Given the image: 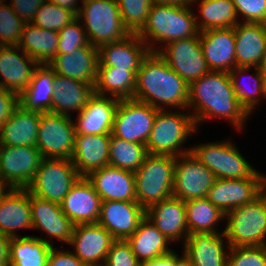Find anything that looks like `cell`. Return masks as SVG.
<instances>
[{
  "label": "cell",
  "instance_id": "obj_23",
  "mask_svg": "<svg viewBox=\"0 0 266 266\" xmlns=\"http://www.w3.org/2000/svg\"><path fill=\"white\" fill-rule=\"evenodd\" d=\"M182 248L193 266H227L230 246L224 232L190 234Z\"/></svg>",
  "mask_w": 266,
  "mask_h": 266
},
{
  "label": "cell",
  "instance_id": "obj_25",
  "mask_svg": "<svg viewBox=\"0 0 266 266\" xmlns=\"http://www.w3.org/2000/svg\"><path fill=\"white\" fill-rule=\"evenodd\" d=\"M119 99L94 93L84 109L76 114V134H111Z\"/></svg>",
  "mask_w": 266,
  "mask_h": 266
},
{
  "label": "cell",
  "instance_id": "obj_21",
  "mask_svg": "<svg viewBox=\"0 0 266 266\" xmlns=\"http://www.w3.org/2000/svg\"><path fill=\"white\" fill-rule=\"evenodd\" d=\"M87 179L101 201L136 202L135 175L132 171L107 165L92 171Z\"/></svg>",
  "mask_w": 266,
  "mask_h": 266
},
{
  "label": "cell",
  "instance_id": "obj_45",
  "mask_svg": "<svg viewBox=\"0 0 266 266\" xmlns=\"http://www.w3.org/2000/svg\"><path fill=\"white\" fill-rule=\"evenodd\" d=\"M80 23V20L76 17L58 32L57 54H71L90 44L86 31Z\"/></svg>",
  "mask_w": 266,
  "mask_h": 266
},
{
  "label": "cell",
  "instance_id": "obj_32",
  "mask_svg": "<svg viewBox=\"0 0 266 266\" xmlns=\"http://www.w3.org/2000/svg\"><path fill=\"white\" fill-rule=\"evenodd\" d=\"M41 112L25 110L19 104L0 127V145L36 147Z\"/></svg>",
  "mask_w": 266,
  "mask_h": 266
},
{
  "label": "cell",
  "instance_id": "obj_56",
  "mask_svg": "<svg viewBox=\"0 0 266 266\" xmlns=\"http://www.w3.org/2000/svg\"><path fill=\"white\" fill-rule=\"evenodd\" d=\"M193 0H151L152 4H165L172 6H183L190 4Z\"/></svg>",
  "mask_w": 266,
  "mask_h": 266
},
{
  "label": "cell",
  "instance_id": "obj_2",
  "mask_svg": "<svg viewBox=\"0 0 266 266\" xmlns=\"http://www.w3.org/2000/svg\"><path fill=\"white\" fill-rule=\"evenodd\" d=\"M134 99L159 110L187 109L189 85L158 52L149 51L136 73Z\"/></svg>",
  "mask_w": 266,
  "mask_h": 266
},
{
  "label": "cell",
  "instance_id": "obj_9",
  "mask_svg": "<svg viewBox=\"0 0 266 266\" xmlns=\"http://www.w3.org/2000/svg\"><path fill=\"white\" fill-rule=\"evenodd\" d=\"M81 176L71 159H45L26 188L39 198L60 204Z\"/></svg>",
  "mask_w": 266,
  "mask_h": 266
},
{
  "label": "cell",
  "instance_id": "obj_12",
  "mask_svg": "<svg viewBox=\"0 0 266 266\" xmlns=\"http://www.w3.org/2000/svg\"><path fill=\"white\" fill-rule=\"evenodd\" d=\"M43 157L33 146L0 145V178L2 186L26 189L33 180Z\"/></svg>",
  "mask_w": 266,
  "mask_h": 266
},
{
  "label": "cell",
  "instance_id": "obj_54",
  "mask_svg": "<svg viewBox=\"0 0 266 266\" xmlns=\"http://www.w3.org/2000/svg\"><path fill=\"white\" fill-rule=\"evenodd\" d=\"M140 266H171V253L159 258L141 262Z\"/></svg>",
  "mask_w": 266,
  "mask_h": 266
},
{
  "label": "cell",
  "instance_id": "obj_49",
  "mask_svg": "<svg viewBox=\"0 0 266 266\" xmlns=\"http://www.w3.org/2000/svg\"><path fill=\"white\" fill-rule=\"evenodd\" d=\"M12 10L25 22L31 23L46 0H10Z\"/></svg>",
  "mask_w": 266,
  "mask_h": 266
},
{
  "label": "cell",
  "instance_id": "obj_26",
  "mask_svg": "<svg viewBox=\"0 0 266 266\" xmlns=\"http://www.w3.org/2000/svg\"><path fill=\"white\" fill-rule=\"evenodd\" d=\"M22 229L32 230L30 193L7 188L0 197V233L13 238Z\"/></svg>",
  "mask_w": 266,
  "mask_h": 266
},
{
  "label": "cell",
  "instance_id": "obj_22",
  "mask_svg": "<svg viewBox=\"0 0 266 266\" xmlns=\"http://www.w3.org/2000/svg\"><path fill=\"white\" fill-rule=\"evenodd\" d=\"M199 37L210 71L229 73L236 67L234 27L205 30Z\"/></svg>",
  "mask_w": 266,
  "mask_h": 266
},
{
  "label": "cell",
  "instance_id": "obj_33",
  "mask_svg": "<svg viewBox=\"0 0 266 266\" xmlns=\"http://www.w3.org/2000/svg\"><path fill=\"white\" fill-rule=\"evenodd\" d=\"M55 72L46 64H39L28 87L18 96L25 110L50 112L54 93Z\"/></svg>",
  "mask_w": 266,
  "mask_h": 266
},
{
  "label": "cell",
  "instance_id": "obj_10",
  "mask_svg": "<svg viewBox=\"0 0 266 266\" xmlns=\"http://www.w3.org/2000/svg\"><path fill=\"white\" fill-rule=\"evenodd\" d=\"M72 116L52 112L41 113L36 148L45 159H71L75 141Z\"/></svg>",
  "mask_w": 266,
  "mask_h": 266
},
{
  "label": "cell",
  "instance_id": "obj_52",
  "mask_svg": "<svg viewBox=\"0 0 266 266\" xmlns=\"http://www.w3.org/2000/svg\"><path fill=\"white\" fill-rule=\"evenodd\" d=\"M9 240L10 237L0 233V266H9Z\"/></svg>",
  "mask_w": 266,
  "mask_h": 266
},
{
  "label": "cell",
  "instance_id": "obj_6",
  "mask_svg": "<svg viewBox=\"0 0 266 266\" xmlns=\"http://www.w3.org/2000/svg\"><path fill=\"white\" fill-rule=\"evenodd\" d=\"M175 156L147 154L134 173L136 202L145 210L173 196Z\"/></svg>",
  "mask_w": 266,
  "mask_h": 266
},
{
  "label": "cell",
  "instance_id": "obj_39",
  "mask_svg": "<svg viewBox=\"0 0 266 266\" xmlns=\"http://www.w3.org/2000/svg\"><path fill=\"white\" fill-rule=\"evenodd\" d=\"M253 67H235L232 69L229 74L233 83V87L236 94V99L239 101L240 105L245 109V111L252 116L256 107L259 106L260 98H265V83H264V71L263 68L254 67V72L251 75V86L248 84V87L242 84L245 80L244 77ZM242 77V78H241ZM248 77V76H247ZM246 77V78H247ZM244 78V79H243ZM243 79V80H240ZM243 81V82H241ZM247 85V84H246Z\"/></svg>",
  "mask_w": 266,
  "mask_h": 266
},
{
  "label": "cell",
  "instance_id": "obj_18",
  "mask_svg": "<svg viewBox=\"0 0 266 266\" xmlns=\"http://www.w3.org/2000/svg\"><path fill=\"white\" fill-rule=\"evenodd\" d=\"M146 217V210L137 202L101 201L98 224L115 240H126Z\"/></svg>",
  "mask_w": 266,
  "mask_h": 266
},
{
  "label": "cell",
  "instance_id": "obj_17",
  "mask_svg": "<svg viewBox=\"0 0 266 266\" xmlns=\"http://www.w3.org/2000/svg\"><path fill=\"white\" fill-rule=\"evenodd\" d=\"M115 239L98 223L74 225L68 245L86 266H103Z\"/></svg>",
  "mask_w": 266,
  "mask_h": 266
},
{
  "label": "cell",
  "instance_id": "obj_30",
  "mask_svg": "<svg viewBox=\"0 0 266 266\" xmlns=\"http://www.w3.org/2000/svg\"><path fill=\"white\" fill-rule=\"evenodd\" d=\"M148 53L149 49L139 35L130 34L121 41L99 47L98 67L139 70L143 58Z\"/></svg>",
  "mask_w": 266,
  "mask_h": 266
},
{
  "label": "cell",
  "instance_id": "obj_44",
  "mask_svg": "<svg viewBox=\"0 0 266 266\" xmlns=\"http://www.w3.org/2000/svg\"><path fill=\"white\" fill-rule=\"evenodd\" d=\"M0 0V46H18L25 22Z\"/></svg>",
  "mask_w": 266,
  "mask_h": 266
},
{
  "label": "cell",
  "instance_id": "obj_29",
  "mask_svg": "<svg viewBox=\"0 0 266 266\" xmlns=\"http://www.w3.org/2000/svg\"><path fill=\"white\" fill-rule=\"evenodd\" d=\"M111 134H76L71 161L81 177L109 165Z\"/></svg>",
  "mask_w": 266,
  "mask_h": 266
},
{
  "label": "cell",
  "instance_id": "obj_47",
  "mask_svg": "<svg viewBox=\"0 0 266 266\" xmlns=\"http://www.w3.org/2000/svg\"><path fill=\"white\" fill-rule=\"evenodd\" d=\"M103 266H140V262L126 240H115Z\"/></svg>",
  "mask_w": 266,
  "mask_h": 266
},
{
  "label": "cell",
  "instance_id": "obj_41",
  "mask_svg": "<svg viewBox=\"0 0 266 266\" xmlns=\"http://www.w3.org/2000/svg\"><path fill=\"white\" fill-rule=\"evenodd\" d=\"M109 165L136 172L146 157V145L112 136L109 142Z\"/></svg>",
  "mask_w": 266,
  "mask_h": 266
},
{
  "label": "cell",
  "instance_id": "obj_3",
  "mask_svg": "<svg viewBox=\"0 0 266 266\" xmlns=\"http://www.w3.org/2000/svg\"><path fill=\"white\" fill-rule=\"evenodd\" d=\"M191 7L190 4L183 6L151 5L147 24L138 34L146 43L149 51L158 52L171 41L195 37L199 33L195 13Z\"/></svg>",
  "mask_w": 266,
  "mask_h": 266
},
{
  "label": "cell",
  "instance_id": "obj_1",
  "mask_svg": "<svg viewBox=\"0 0 266 266\" xmlns=\"http://www.w3.org/2000/svg\"><path fill=\"white\" fill-rule=\"evenodd\" d=\"M185 111L192 114L197 130L207 119L220 117L229 121L239 132L243 131L250 117L236 99L230 74L222 71H209L189 84L188 107Z\"/></svg>",
  "mask_w": 266,
  "mask_h": 266
},
{
  "label": "cell",
  "instance_id": "obj_43",
  "mask_svg": "<svg viewBox=\"0 0 266 266\" xmlns=\"http://www.w3.org/2000/svg\"><path fill=\"white\" fill-rule=\"evenodd\" d=\"M76 17L70 10L55 3L45 1L37 10L31 23L43 29L59 32Z\"/></svg>",
  "mask_w": 266,
  "mask_h": 266
},
{
  "label": "cell",
  "instance_id": "obj_24",
  "mask_svg": "<svg viewBox=\"0 0 266 266\" xmlns=\"http://www.w3.org/2000/svg\"><path fill=\"white\" fill-rule=\"evenodd\" d=\"M146 218L173 243L182 241L184 244L189 236L185 201L181 199L172 196L151 205L146 209Z\"/></svg>",
  "mask_w": 266,
  "mask_h": 266
},
{
  "label": "cell",
  "instance_id": "obj_46",
  "mask_svg": "<svg viewBox=\"0 0 266 266\" xmlns=\"http://www.w3.org/2000/svg\"><path fill=\"white\" fill-rule=\"evenodd\" d=\"M227 266H266V246L230 247Z\"/></svg>",
  "mask_w": 266,
  "mask_h": 266
},
{
  "label": "cell",
  "instance_id": "obj_28",
  "mask_svg": "<svg viewBox=\"0 0 266 266\" xmlns=\"http://www.w3.org/2000/svg\"><path fill=\"white\" fill-rule=\"evenodd\" d=\"M237 67L262 68L266 48V24L240 21L234 26Z\"/></svg>",
  "mask_w": 266,
  "mask_h": 266
},
{
  "label": "cell",
  "instance_id": "obj_16",
  "mask_svg": "<svg viewBox=\"0 0 266 266\" xmlns=\"http://www.w3.org/2000/svg\"><path fill=\"white\" fill-rule=\"evenodd\" d=\"M32 229L46 233L47 237H38L53 246L54 240L69 244L73 234L74 224L62 212L60 204L54 203L30 194ZM46 238V239H45Z\"/></svg>",
  "mask_w": 266,
  "mask_h": 266
},
{
  "label": "cell",
  "instance_id": "obj_20",
  "mask_svg": "<svg viewBox=\"0 0 266 266\" xmlns=\"http://www.w3.org/2000/svg\"><path fill=\"white\" fill-rule=\"evenodd\" d=\"M74 225L98 223L101 199L87 177H80L60 203Z\"/></svg>",
  "mask_w": 266,
  "mask_h": 266
},
{
  "label": "cell",
  "instance_id": "obj_55",
  "mask_svg": "<svg viewBox=\"0 0 266 266\" xmlns=\"http://www.w3.org/2000/svg\"><path fill=\"white\" fill-rule=\"evenodd\" d=\"M171 266H193V264L184 253L181 256L174 250L171 252Z\"/></svg>",
  "mask_w": 266,
  "mask_h": 266
},
{
  "label": "cell",
  "instance_id": "obj_4",
  "mask_svg": "<svg viewBox=\"0 0 266 266\" xmlns=\"http://www.w3.org/2000/svg\"><path fill=\"white\" fill-rule=\"evenodd\" d=\"M184 110L180 112L171 109L157 112L146 143L147 153L178 157L190 152L191 148L183 145L198 130L192 114Z\"/></svg>",
  "mask_w": 266,
  "mask_h": 266
},
{
  "label": "cell",
  "instance_id": "obj_58",
  "mask_svg": "<svg viewBox=\"0 0 266 266\" xmlns=\"http://www.w3.org/2000/svg\"><path fill=\"white\" fill-rule=\"evenodd\" d=\"M262 68H266V48H265L264 61H263Z\"/></svg>",
  "mask_w": 266,
  "mask_h": 266
},
{
  "label": "cell",
  "instance_id": "obj_38",
  "mask_svg": "<svg viewBox=\"0 0 266 266\" xmlns=\"http://www.w3.org/2000/svg\"><path fill=\"white\" fill-rule=\"evenodd\" d=\"M52 247L34 235L10 238L9 266H47Z\"/></svg>",
  "mask_w": 266,
  "mask_h": 266
},
{
  "label": "cell",
  "instance_id": "obj_36",
  "mask_svg": "<svg viewBox=\"0 0 266 266\" xmlns=\"http://www.w3.org/2000/svg\"><path fill=\"white\" fill-rule=\"evenodd\" d=\"M138 70L98 67L94 93L119 100L134 99Z\"/></svg>",
  "mask_w": 266,
  "mask_h": 266
},
{
  "label": "cell",
  "instance_id": "obj_27",
  "mask_svg": "<svg viewBox=\"0 0 266 266\" xmlns=\"http://www.w3.org/2000/svg\"><path fill=\"white\" fill-rule=\"evenodd\" d=\"M99 64V48L91 44L71 54H57L48 66L57 74L95 85Z\"/></svg>",
  "mask_w": 266,
  "mask_h": 266
},
{
  "label": "cell",
  "instance_id": "obj_11",
  "mask_svg": "<svg viewBox=\"0 0 266 266\" xmlns=\"http://www.w3.org/2000/svg\"><path fill=\"white\" fill-rule=\"evenodd\" d=\"M158 111L136 99L119 100L111 135L146 145Z\"/></svg>",
  "mask_w": 266,
  "mask_h": 266
},
{
  "label": "cell",
  "instance_id": "obj_37",
  "mask_svg": "<svg viewBox=\"0 0 266 266\" xmlns=\"http://www.w3.org/2000/svg\"><path fill=\"white\" fill-rule=\"evenodd\" d=\"M199 3V13L195 22L199 32L209 29L230 28L239 23L236 8L232 0H193L194 7ZM198 17V19H197Z\"/></svg>",
  "mask_w": 266,
  "mask_h": 266
},
{
  "label": "cell",
  "instance_id": "obj_48",
  "mask_svg": "<svg viewBox=\"0 0 266 266\" xmlns=\"http://www.w3.org/2000/svg\"><path fill=\"white\" fill-rule=\"evenodd\" d=\"M243 22L266 24V0H232Z\"/></svg>",
  "mask_w": 266,
  "mask_h": 266
},
{
  "label": "cell",
  "instance_id": "obj_5",
  "mask_svg": "<svg viewBox=\"0 0 266 266\" xmlns=\"http://www.w3.org/2000/svg\"><path fill=\"white\" fill-rule=\"evenodd\" d=\"M77 18L92 46L117 42L131 33L123 24L117 0H81Z\"/></svg>",
  "mask_w": 266,
  "mask_h": 266
},
{
  "label": "cell",
  "instance_id": "obj_35",
  "mask_svg": "<svg viewBox=\"0 0 266 266\" xmlns=\"http://www.w3.org/2000/svg\"><path fill=\"white\" fill-rule=\"evenodd\" d=\"M58 32L25 23L19 47L38 64H46L57 55Z\"/></svg>",
  "mask_w": 266,
  "mask_h": 266
},
{
  "label": "cell",
  "instance_id": "obj_42",
  "mask_svg": "<svg viewBox=\"0 0 266 266\" xmlns=\"http://www.w3.org/2000/svg\"><path fill=\"white\" fill-rule=\"evenodd\" d=\"M124 26L131 34H139L147 24L151 0H117Z\"/></svg>",
  "mask_w": 266,
  "mask_h": 266
},
{
  "label": "cell",
  "instance_id": "obj_8",
  "mask_svg": "<svg viewBox=\"0 0 266 266\" xmlns=\"http://www.w3.org/2000/svg\"><path fill=\"white\" fill-rule=\"evenodd\" d=\"M193 156L222 179H243L253 177L256 170L245 159L232 139L190 146Z\"/></svg>",
  "mask_w": 266,
  "mask_h": 266
},
{
  "label": "cell",
  "instance_id": "obj_57",
  "mask_svg": "<svg viewBox=\"0 0 266 266\" xmlns=\"http://www.w3.org/2000/svg\"><path fill=\"white\" fill-rule=\"evenodd\" d=\"M264 71V83H265V95H266V68H263Z\"/></svg>",
  "mask_w": 266,
  "mask_h": 266
},
{
  "label": "cell",
  "instance_id": "obj_14",
  "mask_svg": "<svg viewBox=\"0 0 266 266\" xmlns=\"http://www.w3.org/2000/svg\"><path fill=\"white\" fill-rule=\"evenodd\" d=\"M216 179L191 152L180 155L175 163L173 197L182 201L206 198Z\"/></svg>",
  "mask_w": 266,
  "mask_h": 266
},
{
  "label": "cell",
  "instance_id": "obj_15",
  "mask_svg": "<svg viewBox=\"0 0 266 266\" xmlns=\"http://www.w3.org/2000/svg\"><path fill=\"white\" fill-rule=\"evenodd\" d=\"M265 181L266 174L260 173V171L253 177L243 179L217 178L206 198L226 214L259 197L262 194Z\"/></svg>",
  "mask_w": 266,
  "mask_h": 266
},
{
  "label": "cell",
  "instance_id": "obj_7",
  "mask_svg": "<svg viewBox=\"0 0 266 266\" xmlns=\"http://www.w3.org/2000/svg\"><path fill=\"white\" fill-rule=\"evenodd\" d=\"M224 234L230 247L266 246V196L225 214Z\"/></svg>",
  "mask_w": 266,
  "mask_h": 266
},
{
  "label": "cell",
  "instance_id": "obj_53",
  "mask_svg": "<svg viewBox=\"0 0 266 266\" xmlns=\"http://www.w3.org/2000/svg\"><path fill=\"white\" fill-rule=\"evenodd\" d=\"M46 1L51 2V3H55V4L65 8V9H68L71 12H73L76 16L79 13V9H80V6H78L79 0H46Z\"/></svg>",
  "mask_w": 266,
  "mask_h": 266
},
{
  "label": "cell",
  "instance_id": "obj_40",
  "mask_svg": "<svg viewBox=\"0 0 266 266\" xmlns=\"http://www.w3.org/2000/svg\"><path fill=\"white\" fill-rule=\"evenodd\" d=\"M189 235L194 233H221L217 225L225 220V214L207 198L185 201ZM218 223V224H217Z\"/></svg>",
  "mask_w": 266,
  "mask_h": 266
},
{
  "label": "cell",
  "instance_id": "obj_50",
  "mask_svg": "<svg viewBox=\"0 0 266 266\" xmlns=\"http://www.w3.org/2000/svg\"><path fill=\"white\" fill-rule=\"evenodd\" d=\"M47 266H86L73 252L51 248Z\"/></svg>",
  "mask_w": 266,
  "mask_h": 266
},
{
  "label": "cell",
  "instance_id": "obj_34",
  "mask_svg": "<svg viewBox=\"0 0 266 266\" xmlns=\"http://www.w3.org/2000/svg\"><path fill=\"white\" fill-rule=\"evenodd\" d=\"M126 241L140 263L159 258L173 251L168 247L172 242L146 217Z\"/></svg>",
  "mask_w": 266,
  "mask_h": 266
},
{
  "label": "cell",
  "instance_id": "obj_59",
  "mask_svg": "<svg viewBox=\"0 0 266 266\" xmlns=\"http://www.w3.org/2000/svg\"><path fill=\"white\" fill-rule=\"evenodd\" d=\"M7 188L4 186H0V197L3 194V192L6 190Z\"/></svg>",
  "mask_w": 266,
  "mask_h": 266
},
{
  "label": "cell",
  "instance_id": "obj_19",
  "mask_svg": "<svg viewBox=\"0 0 266 266\" xmlns=\"http://www.w3.org/2000/svg\"><path fill=\"white\" fill-rule=\"evenodd\" d=\"M38 65L19 46H0V86L19 96Z\"/></svg>",
  "mask_w": 266,
  "mask_h": 266
},
{
  "label": "cell",
  "instance_id": "obj_31",
  "mask_svg": "<svg viewBox=\"0 0 266 266\" xmlns=\"http://www.w3.org/2000/svg\"><path fill=\"white\" fill-rule=\"evenodd\" d=\"M93 94V85L55 73L50 112L69 117L72 115L71 111L79 114Z\"/></svg>",
  "mask_w": 266,
  "mask_h": 266
},
{
  "label": "cell",
  "instance_id": "obj_13",
  "mask_svg": "<svg viewBox=\"0 0 266 266\" xmlns=\"http://www.w3.org/2000/svg\"><path fill=\"white\" fill-rule=\"evenodd\" d=\"M158 53L188 85L210 71L200 45L199 33L195 37L171 41Z\"/></svg>",
  "mask_w": 266,
  "mask_h": 266
},
{
  "label": "cell",
  "instance_id": "obj_60",
  "mask_svg": "<svg viewBox=\"0 0 266 266\" xmlns=\"http://www.w3.org/2000/svg\"><path fill=\"white\" fill-rule=\"evenodd\" d=\"M262 193L266 196V181H265V183H264V186H263V191H262Z\"/></svg>",
  "mask_w": 266,
  "mask_h": 266
},
{
  "label": "cell",
  "instance_id": "obj_51",
  "mask_svg": "<svg viewBox=\"0 0 266 266\" xmlns=\"http://www.w3.org/2000/svg\"><path fill=\"white\" fill-rule=\"evenodd\" d=\"M18 104V96L0 86V127L11 116Z\"/></svg>",
  "mask_w": 266,
  "mask_h": 266
}]
</instances>
